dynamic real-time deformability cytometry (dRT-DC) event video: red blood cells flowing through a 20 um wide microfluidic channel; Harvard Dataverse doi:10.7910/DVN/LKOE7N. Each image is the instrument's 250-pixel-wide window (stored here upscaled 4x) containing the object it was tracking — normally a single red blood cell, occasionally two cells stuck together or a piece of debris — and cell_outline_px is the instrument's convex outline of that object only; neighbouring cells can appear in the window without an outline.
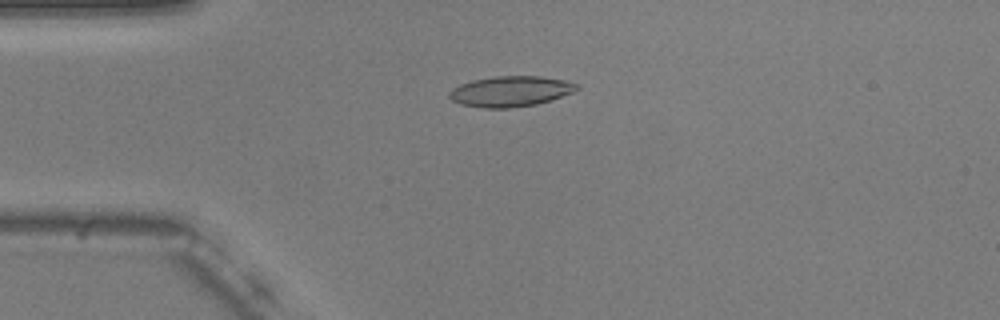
{"species": "common noctule bat (a hibernating species)", "species_latin": "Nyctalus noctula", "temperature_condition": "warm", "stored_images_in_passage": 46, "camera_frame_rate_fps": 3000, "um_per_image_px": 0.085, "animal": {"sex": "male", "body_mass_g": 20.5, "forearm_length_mm": 52.5}, "frame": {"image": 1, "passage_image": 5, "time_ms": 1.333, "image_size_px": [1000, 320], "cell_outline_px": [[580, 88], [572, 92], [552, 100], [536, 104], [508, 108], [484, 108], [460, 104], [452, 100], [448, 96], [448, 92], [452, 88], [460, 84], [472, 80], [496, 76], [540, 76], [564, 80], [576, 84]], "centroid_in_image_um": [43.36, 7.76], "position_along_channel_um": 41.6, "area_um2": 22.66}}
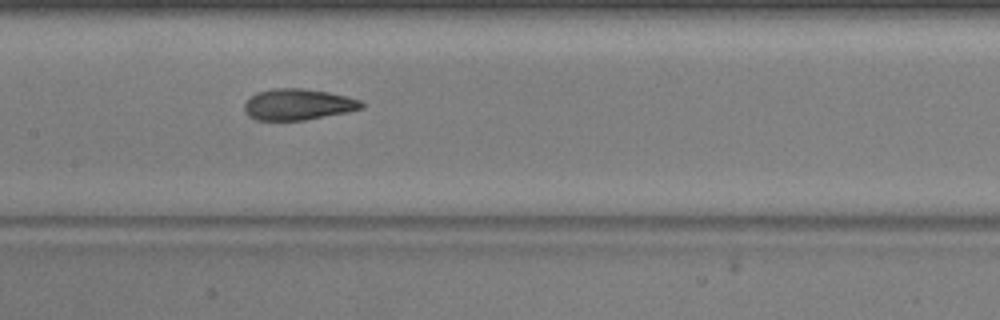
{"frame": {"image": 2, "passage_image": 18, "time_ms": 5.667, "image_size_px": [1000, 320], "cell_outline_px": [[364, 108], [348, 112], [304, 120], [256, 120], [248, 116], [244, 112], [244, 104], [256, 92], [272, 88], [304, 88], [328, 92], [360, 100], [364, 104]], "centroid_in_image_um": [25.31, 8.88], "position_along_channel_um": 182.1, "area_um2": 21.33}}
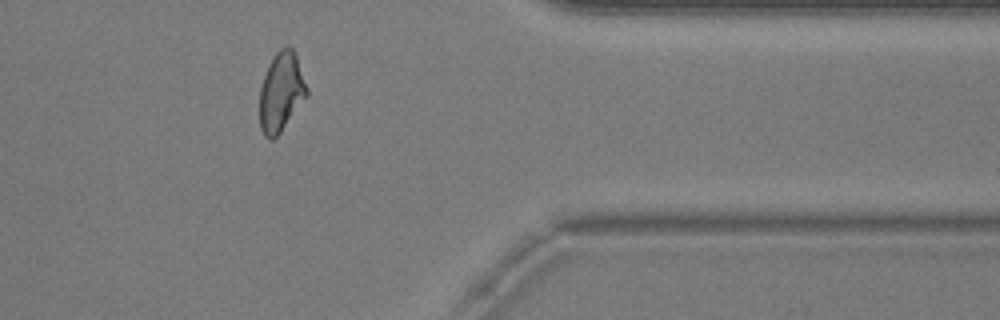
{"frame": {"image": 3, "passage_image": 36, "time_ms": 11.667, "image_size_px": [1000, 320], "cell_outline_px": [[308, 96], [280, 132], [272, 140], [268, 140], [264, 136], [260, 128], [260, 88], [268, 64], [276, 52], [280, 48], [288, 44], [292, 48], [296, 56], [308, 88]], "centroid_in_image_um": [23.9, 7.82], "position_along_channel_um": 387.5, "area_um2": 21.85}, "authors_computed_cell_mechanics": {"area_um2": 21.7039, "velocity_mm_per_s": 3.7297, "shape_relaxation_time_tau1_ms": 4.9909, "shape_relaxation_time_tau2_ms": 1.373, "deformation_change_tau1": 0.1631, "deformation_change_tau2": 0.0822}}